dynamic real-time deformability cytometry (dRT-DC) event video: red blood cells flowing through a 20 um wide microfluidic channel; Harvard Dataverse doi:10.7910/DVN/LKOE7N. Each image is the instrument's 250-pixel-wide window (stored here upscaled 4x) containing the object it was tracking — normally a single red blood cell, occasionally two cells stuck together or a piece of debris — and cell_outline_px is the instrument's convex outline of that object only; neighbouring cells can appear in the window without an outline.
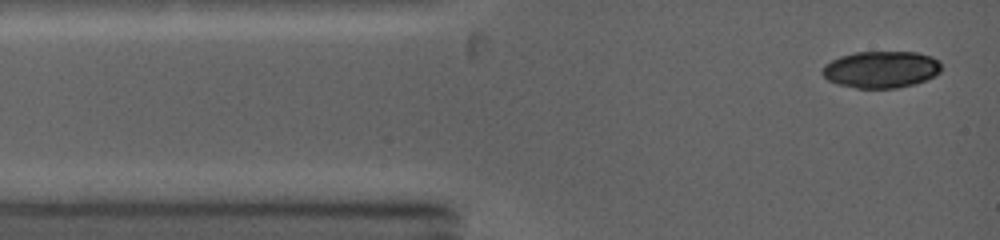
{"species": "common noctule bat (a hibernating species)", "species_latin": "Nyctalus noctula", "temperature_condition": "warm", "stored_images_in_passage": 8, "camera_frame_rate_fps": 5000, "um_per_image_px": 0.085, "animal": {"sex": "female", "body_mass_g": 19.0, "forearm_length_mm": 53.3}, "frame": {"image": 1, "passage_image": 1, "time_ms": 0.0, "image_size_px": [1000, 240], "cell_outline_px": [[940, 72], [916, 84], [896, 88], [856, 88], [836, 84], [828, 80], [820, 72], [824, 64], [840, 56], [856, 52], [916, 52], [932, 56], [940, 60]], "centroid_in_image_um": [74.87, 5.9], "position_along_channel_um": 10.1, "area_um2": 25.66}}
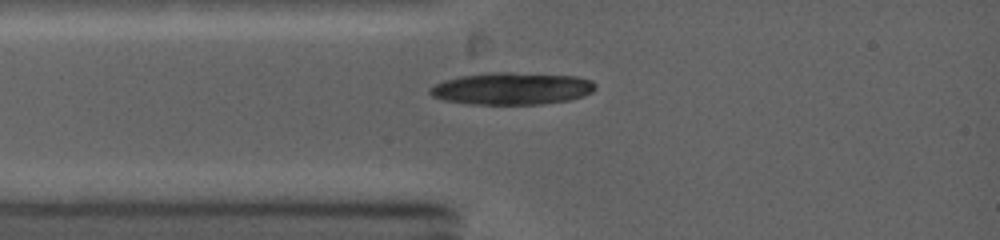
{"frame": {"image": 2, "passage_image": 8, "time_ms": 1.8, "image_size_px": [1000, 240], "cell_outline_px": [[596, 88], [592, 92], [584, 96], [568, 100], [544, 104], [468, 104], [444, 100], [432, 96], [428, 92], [428, 88], [444, 80], [460, 76], [484, 72], [508, 72], [576, 76], [592, 80], [596, 84]], "centroid_in_image_um": [43.5, 7.52], "position_along_channel_um": 41.5, "area_um2": 31.27}}